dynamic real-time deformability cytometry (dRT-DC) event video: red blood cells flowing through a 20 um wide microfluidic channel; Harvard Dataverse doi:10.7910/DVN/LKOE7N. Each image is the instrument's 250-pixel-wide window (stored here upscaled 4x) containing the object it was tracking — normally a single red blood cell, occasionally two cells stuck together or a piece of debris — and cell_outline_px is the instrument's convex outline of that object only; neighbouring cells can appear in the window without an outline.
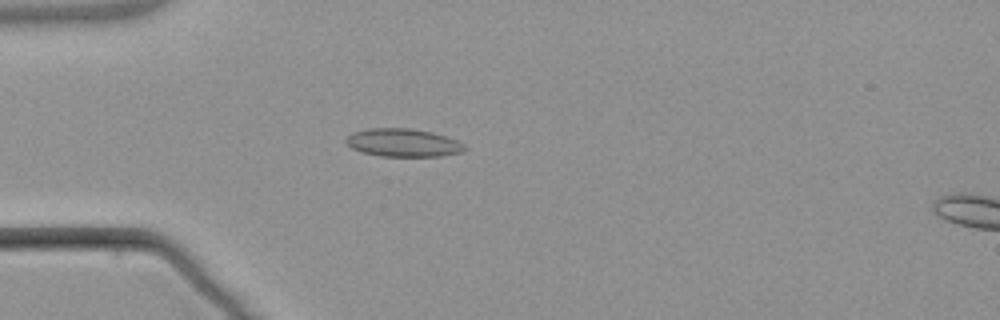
{"species": "common noctule bat (a hibernating species)", "species_latin": "Nyctalus noctula", "temperature_condition": "warm", "stored_images_in_passage": 6, "camera_frame_rate_fps": 3000, "um_per_image_px": 0.085, "animal": {"sex": "male", "body_mass_g": 21.5, "forearm_length_mm": 52.0}, "frame": {"image": 1, "passage_image": 5, "time_ms": 5.0, "image_size_px": [1000, 320], "cell_outline_px": [[468, 148], [460, 152], [440, 156], [380, 156], [360, 152], [352, 148], [344, 140], [352, 132], [368, 128], [408, 128], [432, 132], [456, 140], [464, 144]], "centroid_in_image_um": [34.23, 12.13], "position_along_channel_um": 50.8, "area_um2": 19.36}}